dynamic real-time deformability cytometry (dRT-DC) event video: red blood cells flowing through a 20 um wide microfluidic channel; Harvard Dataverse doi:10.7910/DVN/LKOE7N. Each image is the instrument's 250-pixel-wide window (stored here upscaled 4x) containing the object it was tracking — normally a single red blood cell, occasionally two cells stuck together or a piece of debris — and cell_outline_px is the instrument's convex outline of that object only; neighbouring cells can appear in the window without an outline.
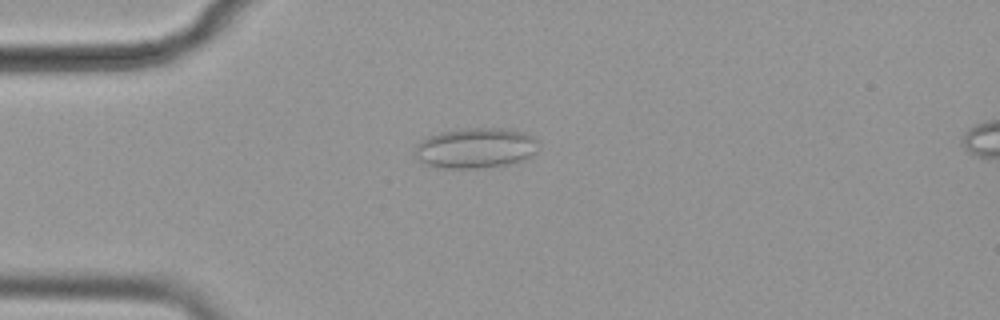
{"species": "common noctule bat (a hibernating species)", "species_latin": "Nyctalus noctula", "temperature_condition": "cold", "stored_images_in_passage": 56, "camera_frame_rate_fps": 3000, "um_per_image_px": 0.085, "animal": {"sex": "female", "body_mass_g": 19.9}, "frame": {"image": 1, "passage_image": 14, "time_ms": 4.333, "image_size_px": [1000, 320], "cell_outline_px": [[540, 148], [532, 156], [520, 160], [504, 164], [476, 168], [440, 168], [428, 164], [420, 160], [416, 156], [416, 144], [420, 140], [428, 136], [440, 132], [460, 128], [508, 128], [524, 132], [532, 136], [536, 140]], "centroid_in_image_um": [40.44, 12.55], "position_along_channel_um": 44.6, "area_um2": 29.02}}
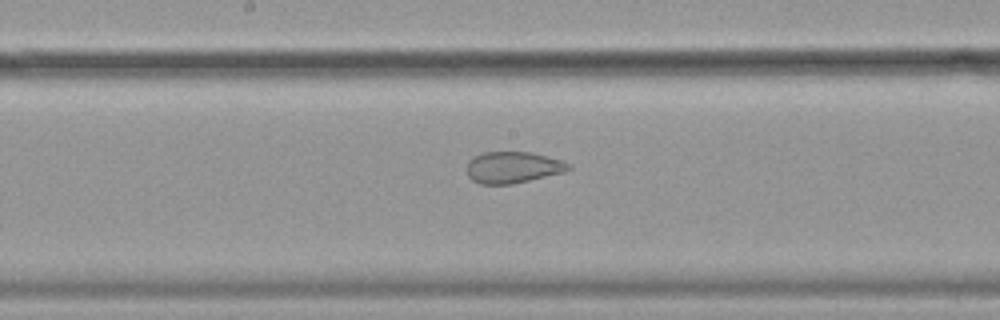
{"frame": {"image": 2, "passage_image": 29, "time_ms": 9.333, "image_size_px": [1000, 320], "cell_outline_px": [[572, 168], [564, 172], [528, 180], [508, 184], [480, 184], [472, 180], [468, 176], [468, 160], [472, 156], [484, 152], [532, 152], [560, 160], [572, 164]], "centroid_in_image_um": [43.58, 14.21], "position_along_channel_um": 204.6, "area_um2": 18.55}}
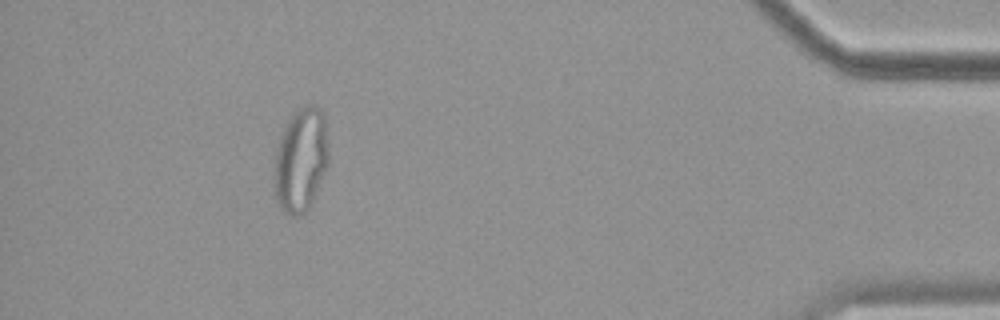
{"frame": {"image": 3, "passage_image": 51, "time_ms": 16.667, "image_size_px": [1000, 320], "cell_outline_px": [[328, 164], [312, 204], [300, 216], [292, 216], [284, 212], [280, 208], [276, 200], [276, 152], [284, 128], [288, 120], [304, 104], [316, 104], [324, 112], [328, 148]], "centroid_in_image_um": [25.62, 13.58], "position_along_channel_um": 409.6, "area_um2": 32.66}, "authors_computed_cell_mechanics": {"area_um2": 28.1197, "velocity_mm_per_s": 3.5662, "shape_relaxation_time_tau1_ms": null, "shape_relaxation_time_tau2_ms": 1.203, "deformation_change_tau1": null, "deformation_change_tau2": 0.0746}}